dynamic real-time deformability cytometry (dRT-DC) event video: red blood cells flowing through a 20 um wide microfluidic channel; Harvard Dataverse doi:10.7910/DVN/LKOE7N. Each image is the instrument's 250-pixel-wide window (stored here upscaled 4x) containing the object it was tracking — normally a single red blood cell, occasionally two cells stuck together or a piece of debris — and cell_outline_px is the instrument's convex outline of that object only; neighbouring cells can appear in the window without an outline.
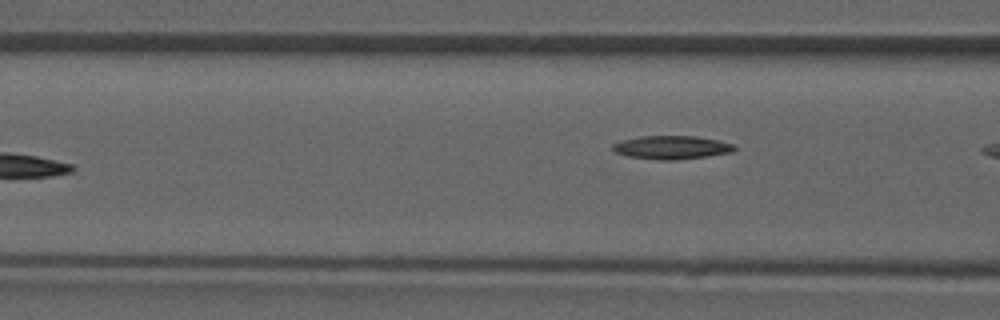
{"species": "common noctule bat (a hibernating species)", "species_latin": "Nyctalus noctula", "temperature_condition": "room temperature", "stored_images_in_passage": 6, "camera_frame_rate_fps": 3000, "um_per_image_px": 0.085, "animal": {"sex": "male", "forearm_length_mm": 52.5}, "frame": {"image": 1, "passage_image": 6, "time_ms": 5.667, "image_size_px": [1000, 320], "cell_outline_px": [[736, 148], [732, 152], [708, 156], [672, 160], [656, 160], [628, 156], [616, 152], [612, 148], [612, 144], [620, 140], [640, 136], [692, 136], [716, 140], [732, 144]], "centroid_in_image_um": [57.04, 12.53], "position_along_channel_um": 109.6, "area_um2": 16.47}}